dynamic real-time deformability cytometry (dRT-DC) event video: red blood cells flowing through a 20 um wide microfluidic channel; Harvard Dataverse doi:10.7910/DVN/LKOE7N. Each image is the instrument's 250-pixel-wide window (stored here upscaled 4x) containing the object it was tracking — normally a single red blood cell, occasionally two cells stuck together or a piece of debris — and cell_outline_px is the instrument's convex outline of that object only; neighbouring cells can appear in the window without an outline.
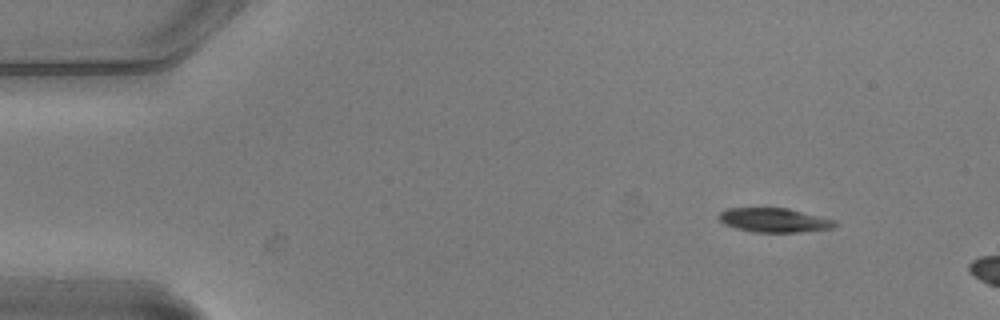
{"species": "common noctule bat (a hibernating species)", "species_latin": "Nyctalus noctula", "temperature_condition": "warm", "stored_images_in_passage": 2, "camera_frame_rate_fps": 3000, "um_per_image_px": 0.085, "animal": {"sex": "male", "body_mass_g": 20.5, "forearm_length_mm": 52.5}, "frame": {"image": 1, "passage_image": 1, "time_ms": 0.0, "image_size_px": [1000, 320], "cell_outline_px": [[840, 224], [836, 228], [800, 232], [752, 232], [736, 228], [724, 224], [720, 220], [720, 212], [728, 208], [788, 208], [836, 220]], "centroid_in_image_um": [65.88, 18.72], "position_along_channel_um": 19.1, "area_um2": 16.47}}